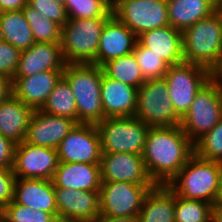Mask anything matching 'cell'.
I'll return each instance as SVG.
<instances>
[{
    "label": "cell",
    "instance_id": "1",
    "mask_svg": "<svg viewBox=\"0 0 222 222\" xmlns=\"http://www.w3.org/2000/svg\"><path fill=\"white\" fill-rule=\"evenodd\" d=\"M194 154V143L178 125L150 127L142 156L154 184L167 185Z\"/></svg>",
    "mask_w": 222,
    "mask_h": 222
},
{
    "label": "cell",
    "instance_id": "2",
    "mask_svg": "<svg viewBox=\"0 0 222 222\" xmlns=\"http://www.w3.org/2000/svg\"><path fill=\"white\" fill-rule=\"evenodd\" d=\"M103 70L95 64H66L63 77L71 86L77 106V124H95L105 119L101 103Z\"/></svg>",
    "mask_w": 222,
    "mask_h": 222
},
{
    "label": "cell",
    "instance_id": "3",
    "mask_svg": "<svg viewBox=\"0 0 222 222\" xmlns=\"http://www.w3.org/2000/svg\"><path fill=\"white\" fill-rule=\"evenodd\" d=\"M222 177V162L194 154L167 186L179 197L214 204Z\"/></svg>",
    "mask_w": 222,
    "mask_h": 222
},
{
    "label": "cell",
    "instance_id": "4",
    "mask_svg": "<svg viewBox=\"0 0 222 222\" xmlns=\"http://www.w3.org/2000/svg\"><path fill=\"white\" fill-rule=\"evenodd\" d=\"M111 10L105 17L73 19L61 27V48L67 64H92L97 55L100 36Z\"/></svg>",
    "mask_w": 222,
    "mask_h": 222
},
{
    "label": "cell",
    "instance_id": "5",
    "mask_svg": "<svg viewBox=\"0 0 222 222\" xmlns=\"http://www.w3.org/2000/svg\"><path fill=\"white\" fill-rule=\"evenodd\" d=\"M184 61L209 69L222 53V20L214 12L182 32Z\"/></svg>",
    "mask_w": 222,
    "mask_h": 222
},
{
    "label": "cell",
    "instance_id": "6",
    "mask_svg": "<svg viewBox=\"0 0 222 222\" xmlns=\"http://www.w3.org/2000/svg\"><path fill=\"white\" fill-rule=\"evenodd\" d=\"M97 127L102 153L126 152L142 155L151 126L133 116L105 118Z\"/></svg>",
    "mask_w": 222,
    "mask_h": 222
},
{
    "label": "cell",
    "instance_id": "7",
    "mask_svg": "<svg viewBox=\"0 0 222 222\" xmlns=\"http://www.w3.org/2000/svg\"><path fill=\"white\" fill-rule=\"evenodd\" d=\"M134 116L151 127L178 126L181 118L176 114L169 98L165 78L146 80L138 88Z\"/></svg>",
    "mask_w": 222,
    "mask_h": 222
},
{
    "label": "cell",
    "instance_id": "8",
    "mask_svg": "<svg viewBox=\"0 0 222 222\" xmlns=\"http://www.w3.org/2000/svg\"><path fill=\"white\" fill-rule=\"evenodd\" d=\"M222 117V91L208 81L196 94L180 127L195 144L211 131Z\"/></svg>",
    "mask_w": 222,
    "mask_h": 222
},
{
    "label": "cell",
    "instance_id": "9",
    "mask_svg": "<svg viewBox=\"0 0 222 222\" xmlns=\"http://www.w3.org/2000/svg\"><path fill=\"white\" fill-rule=\"evenodd\" d=\"M164 78L169 98L181 119L188 112L197 92L209 81L208 69L185 61L169 66Z\"/></svg>",
    "mask_w": 222,
    "mask_h": 222
},
{
    "label": "cell",
    "instance_id": "10",
    "mask_svg": "<svg viewBox=\"0 0 222 222\" xmlns=\"http://www.w3.org/2000/svg\"><path fill=\"white\" fill-rule=\"evenodd\" d=\"M112 10L113 15L137 37L169 25L167 0H119Z\"/></svg>",
    "mask_w": 222,
    "mask_h": 222
},
{
    "label": "cell",
    "instance_id": "11",
    "mask_svg": "<svg viewBox=\"0 0 222 222\" xmlns=\"http://www.w3.org/2000/svg\"><path fill=\"white\" fill-rule=\"evenodd\" d=\"M150 189L145 184L131 182H102L100 188V216H138L145 195Z\"/></svg>",
    "mask_w": 222,
    "mask_h": 222
},
{
    "label": "cell",
    "instance_id": "12",
    "mask_svg": "<svg viewBox=\"0 0 222 222\" xmlns=\"http://www.w3.org/2000/svg\"><path fill=\"white\" fill-rule=\"evenodd\" d=\"M59 162L101 164V137L97 125L78 123L57 147Z\"/></svg>",
    "mask_w": 222,
    "mask_h": 222
},
{
    "label": "cell",
    "instance_id": "13",
    "mask_svg": "<svg viewBox=\"0 0 222 222\" xmlns=\"http://www.w3.org/2000/svg\"><path fill=\"white\" fill-rule=\"evenodd\" d=\"M58 164L57 149L36 146L25 141L15 145L12 171L16 178L52 180Z\"/></svg>",
    "mask_w": 222,
    "mask_h": 222
},
{
    "label": "cell",
    "instance_id": "14",
    "mask_svg": "<svg viewBox=\"0 0 222 222\" xmlns=\"http://www.w3.org/2000/svg\"><path fill=\"white\" fill-rule=\"evenodd\" d=\"M102 182L126 181L132 184H145L152 189L155 184L149 177L142 155L119 152L102 153Z\"/></svg>",
    "mask_w": 222,
    "mask_h": 222
},
{
    "label": "cell",
    "instance_id": "15",
    "mask_svg": "<svg viewBox=\"0 0 222 222\" xmlns=\"http://www.w3.org/2000/svg\"><path fill=\"white\" fill-rule=\"evenodd\" d=\"M58 218L96 222L100 216L99 191L54 187Z\"/></svg>",
    "mask_w": 222,
    "mask_h": 222
},
{
    "label": "cell",
    "instance_id": "16",
    "mask_svg": "<svg viewBox=\"0 0 222 222\" xmlns=\"http://www.w3.org/2000/svg\"><path fill=\"white\" fill-rule=\"evenodd\" d=\"M73 119L34 110L24 141L51 149H57L60 142L76 126Z\"/></svg>",
    "mask_w": 222,
    "mask_h": 222
},
{
    "label": "cell",
    "instance_id": "17",
    "mask_svg": "<svg viewBox=\"0 0 222 222\" xmlns=\"http://www.w3.org/2000/svg\"><path fill=\"white\" fill-rule=\"evenodd\" d=\"M137 41V36L113 15L103 28L92 64L101 67L108 61L132 54Z\"/></svg>",
    "mask_w": 222,
    "mask_h": 222
},
{
    "label": "cell",
    "instance_id": "18",
    "mask_svg": "<svg viewBox=\"0 0 222 222\" xmlns=\"http://www.w3.org/2000/svg\"><path fill=\"white\" fill-rule=\"evenodd\" d=\"M63 76V70H49L32 76L14 77L12 94L34 110L41 109Z\"/></svg>",
    "mask_w": 222,
    "mask_h": 222
},
{
    "label": "cell",
    "instance_id": "19",
    "mask_svg": "<svg viewBox=\"0 0 222 222\" xmlns=\"http://www.w3.org/2000/svg\"><path fill=\"white\" fill-rule=\"evenodd\" d=\"M61 43H34L21 51L14 77L32 76L49 70H64Z\"/></svg>",
    "mask_w": 222,
    "mask_h": 222
},
{
    "label": "cell",
    "instance_id": "20",
    "mask_svg": "<svg viewBox=\"0 0 222 222\" xmlns=\"http://www.w3.org/2000/svg\"><path fill=\"white\" fill-rule=\"evenodd\" d=\"M13 201L33 210H42L58 218L52 180L16 178Z\"/></svg>",
    "mask_w": 222,
    "mask_h": 222
},
{
    "label": "cell",
    "instance_id": "21",
    "mask_svg": "<svg viewBox=\"0 0 222 222\" xmlns=\"http://www.w3.org/2000/svg\"><path fill=\"white\" fill-rule=\"evenodd\" d=\"M100 96L105 118L134 116L138 98L136 87L109 78L103 73Z\"/></svg>",
    "mask_w": 222,
    "mask_h": 222
},
{
    "label": "cell",
    "instance_id": "22",
    "mask_svg": "<svg viewBox=\"0 0 222 222\" xmlns=\"http://www.w3.org/2000/svg\"><path fill=\"white\" fill-rule=\"evenodd\" d=\"M137 40L143 47L159 55L169 66L184 61L182 31L170 25L144 32Z\"/></svg>",
    "mask_w": 222,
    "mask_h": 222
},
{
    "label": "cell",
    "instance_id": "23",
    "mask_svg": "<svg viewBox=\"0 0 222 222\" xmlns=\"http://www.w3.org/2000/svg\"><path fill=\"white\" fill-rule=\"evenodd\" d=\"M54 187L84 191H100V164L59 162L52 179Z\"/></svg>",
    "mask_w": 222,
    "mask_h": 222
},
{
    "label": "cell",
    "instance_id": "24",
    "mask_svg": "<svg viewBox=\"0 0 222 222\" xmlns=\"http://www.w3.org/2000/svg\"><path fill=\"white\" fill-rule=\"evenodd\" d=\"M33 112L32 107L12 94L0 103V134L15 144L22 143Z\"/></svg>",
    "mask_w": 222,
    "mask_h": 222
},
{
    "label": "cell",
    "instance_id": "25",
    "mask_svg": "<svg viewBox=\"0 0 222 222\" xmlns=\"http://www.w3.org/2000/svg\"><path fill=\"white\" fill-rule=\"evenodd\" d=\"M139 222H175V193L167 185H155L144 197Z\"/></svg>",
    "mask_w": 222,
    "mask_h": 222
},
{
    "label": "cell",
    "instance_id": "26",
    "mask_svg": "<svg viewBox=\"0 0 222 222\" xmlns=\"http://www.w3.org/2000/svg\"><path fill=\"white\" fill-rule=\"evenodd\" d=\"M169 25L180 31L215 12V0H167Z\"/></svg>",
    "mask_w": 222,
    "mask_h": 222
},
{
    "label": "cell",
    "instance_id": "27",
    "mask_svg": "<svg viewBox=\"0 0 222 222\" xmlns=\"http://www.w3.org/2000/svg\"><path fill=\"white\" fill-rule=\"evenodd\" d=\"M0 39L10 43L20 51L34 43V37L22 10L0 12Z\"/></svg>",
    "mask_w": 222,
    "mask_h": 222
},
{
    "label": "cell",
    "instance_id": "28",
    "mask_svg": "<svg viewBox=\"0 0 222 222\" xmlns=\"http://www.w3.org/2000/svg\"><path fill=\"white\" fill-rule=\"evenodd\" d=\"M44 113L73 119L77 123V106L71 86L62 76L40 109Z\"/></svg>",
    "mask_w": 222,
    "mask_h": 222
},
{
    "label": "cell",
    "instance_id": "29",
    "mask_svg": "<svg viewBox=\"0 0 222 222\" xmlns=\"http://www.w3.org/2000/svg\"><path fill=\"white\" fill-rule=\"evenodd\" d=\"M101 67L107 77L137 89L145 82L133 53L108 61Z\"/></svg>",
    "mask_w": 222,
    "mask_h": 222
},
{
    "label": "cell",
    "instance_id": "30",
    "mask_svg": "<svg viewBox=\"0 0 222 222\" xmlns=\"http://www.w3.org/2000/svg\"><path fill=\"white\" fill-rule=\"evenodd\" d=\"M22 12L31 27L35 43H61V27L28 4Z\"/></svg>",
    "mask_w": 222,
    "mask_h": 222
},
{
    "label": "cell",
    "instance_id": "31",
    "mask_svg": "<svg viewBox=\"0 0 222 222\" xmlns=\"http://www.w3.org/2000/svg\"><path fill=\"white\" fill-rule=\"evenodd\" d=\"M211 203L175 194V222H212Z\"/></svg>",
    "mask_w": 222,
    "mask_h": 222
},
{
    "label": "cell",
    "instance_id": "32",
    "mask_svg": "<svg viewBox=\"0 0 222 222\" xmlns=\"http://www.w3.org/2000/svg\"><path fill=\"white\" fill-rule=\"evenodd\" d=\"M133 54L145 81L164 78L169 65L159 55L143 47L138 41L134 47Z\"/></svg>",
    "mask_w": 222,
    "mask_h": 222
},
{
    "label": "cell",
    "instance_id": "33",
    "mask_svg": "<svg viewBox=\"0 0 222 222\" xmlns=\"http://www.w3.org/2000/svg\"><path fill=\"white\" fill-rule=\"evenodd\" d=\"M68 18L105 17L112 7L105 0H65Z\"/></svg>",
    "mask_w": 222,
    "mask_h": 222
},
{
    "label": "cell",
    "instance_id": "34",
    "mask_svg": "<svg viewBox=\"0 0 222 222\" xmlns=\"http://www.w3.org/2000/svg\"><path fill=\"white\" fill-rule=\"evenodd\" d=\"M194 147L198 157L222 162V117L211 131L194 144Z\"/></svg>",
    "mask_w": 222,
    "mask_h": 222
},
{
    "label": "cell",
    "instance_id": "35",
    "mask_svg": "<svg viewBox=\"0 0 222 222\" xmlns=\"http://www.w3.org/2000/svg\"><path fill=\"white\" fill-rule=\"evenodd\" d=\"M1 217L6 222H55L57 219L51 213L33 210L13 200L1 210Z\"/></svg>",
    "mask_w": 222,
    "mask_h": 222
},
{
    "label": "cell",
    "instance_id": "36",
    "mask_svg": "<svg viewBox=\"0 0 222 222\" xmlns=\"http://www.w3.org/2000/svg\"><path fill=\"white\" fill-rule=\"evenodd\" d=\"M20 53L18 48L0 39V76L13 80Z\"/></svg>",
    "mask_w": 222,
    "mask_h": 222
},
{
    "label": "cell",
    "instance_id": "37",
    "mask_svg": "<svg viewBox=\"0 0 222 222\" xmlns=\"http://www.w3.org/2000/svg\"><path fill=\"white\" fill-rule=\"evenodd\" d=\"M27 4L34 10L44 14L48 19L56 22L60 27L69 19L65 5L59 4L54 0H28Z\"/></svg>",
    "mask_w": 222,
    "mask_h": 222
},
{
    "label": "cell",
    "instance_id": "38",
    "mask_svg": "<svg viewBox=\"0 0 222 222\" xmlns=\"http://www.w3.org/2000/svg\"><path fill=\"white\" fill-rule=\"evenodd\" d=\"M15 181L12 168H0V210L13 200Z\"/></svg>",
    "mask_w": 222,
    "mask_h": 222
},
{
    "label": "cell",
    "instance_id": "39",
    "mask_svg": "<svg viewBox=\"0 0 222 222\" xmlns=\"http://www.w3.org/2000/svg\"><path fill=\"white\" fill-rule=\"evenodd\" d=\"M15 145L0 134V168H12Z\"/></svg>",
    "mask_w": 222,
    "mask_h": 222
},
{
    "label": "cell",
    "instance_id": "40",
    "mask_svg": "<svg viewBox=\"0 0 222 222\" xmlns=\"http://www.w3.org/2000/svg\"><path fill=\"white\" fill-rule=\"evenodd\" d=\"M209 81L222 91V53L208 69Z\"/></svg>",
    "mask_w": 222,
    "mask_h": 222
},
{
    "label": "cell",
    "instance_id": "41",
    "mask_svg": "<svg viewBox=\"0 0 222 222\" xmlns=\"http://www.w3.org/2000/svg\"><path fill=\"white\" fill-rule=\"evenodd\" d=\"M28 0H0V12L19 11L27 5Z\"/></svg>",
    "mask_w": 222,
    "mask_h": 222
},
{
    "label": "cell",
    "instance_id": "42",
    "mask_svg": "<svg viewBox=\"0 0 222 222\" xmlns=\"http://www.w3.org/2000/svg\"><path fill=\"white\" fill-rule=\"evenodd\" d=\"M12 95V81L0 76V103Z\"/></svg>",
    "mask_w": 222,
    "mask_h": 222
},
{
    "label": "cell",
    "instance_id": "43",
    "mask_svg": "<svg viewBox=\"0 0 222 222\" xmlns=\"http://www.w3.org/2000/svg\"><path fill=\"white\" fill-rule=\"evenodd\" d=\"M96 222H139V218L138 216L134 217L99 216Z\"/></svg>",
    "mask_w": 222,
    "mask_h": 222
},
{
    "label": "cell",
    "instance_id": "44",
    "mask_svg": "<svg viewBox=\"0 0 222 222\" xmlns=\"http://www.w3.org/2000/svg\"><path fill=\"white\" fill-rule=\"evenodd\" d=\"M212 222H222V207H212Z\"/></svg>",
    "mask_w": 222,
    "mask_h": 222
},
{
    "label": "cell",
    "instance_id": "45",
    "mask_svg": "<svg viewBox=\"0 0 222 222\" xmlns=\"http://www.w3.org/2000/svg\"><path fill=\"white\" fill-rule=\"evenodd\" d=\"M213 207H222V177L220 179L219 191L217 194V198L213 204Z\"/></svg>",
    "mask_w": 222,
    "mask_h": 222
},
{
    "label": "cell",
    "instance_id": "46",
    "mask_svg": "<svg viewBox=\"0 0 222 222\" xmlns=\"http://www.w3.org/2000/svg\"><path fill=\"white\" fill-rule=\"evenodd\" d=\"M215 12L222 20V0H215Z\"/></svg>",
    "mask_w": 222,
    "mask_h": 222
},
{
    "label": "cell",
    "instance_id": "47",
    "mask_svg": "<svg viewBox=\"0 0 222 222\" xmlns=\"http://www.w3.org/2000/svg\"><path fill=\"white\" fill-rule=\"evenodd\" d=\"M55 222H81V221H74V220H67V219H61L57 218Z\"/></svg>",
    "mask_w": 222,
    "mask_h": 222
},
{
    "label": "cell",
    "instance_id": "48",
    "mask_svg": "<svg viewBox=\"0 0 222 222\" xmlns=\"http://www.w3.org/2000/svg\"><path fill=\"white\" fill-rule=\"evenodd\" d=\"M119 0H109V5L111 6V7H113V5L115 4V3H117Z\"/></svg>",
    "mask_w": 222,
    "mask_h": 222
},
{
    "label": "cell",
    "instance_id": "49",
    "mask_svg": "<svg viewBox=\"0 0 222 222\" xmlns=\"http://www.w3.org/2000/svg\"><path fill=\"white\" fill-rule=\"evenodd\" d=\"M54 1L59 4L65 5V0H54Z\"/></svg>",
    "mask_w": 222,
    "mask_h": 222
},
{
    "label": "cell",
    "instance_id": "50",
    "mask_svg": "<svg viewBox=\"0 0 222 222\" xmlns=\"http://www.w3.org/2000/svg\"><path fill=\"white\" fill-rule=\"evenodd\" d=\"M0 222H6L2 217H0Z\"/></svg>",
    "mask_w": 222,
    "mask_h": 222
}]
</instances>
